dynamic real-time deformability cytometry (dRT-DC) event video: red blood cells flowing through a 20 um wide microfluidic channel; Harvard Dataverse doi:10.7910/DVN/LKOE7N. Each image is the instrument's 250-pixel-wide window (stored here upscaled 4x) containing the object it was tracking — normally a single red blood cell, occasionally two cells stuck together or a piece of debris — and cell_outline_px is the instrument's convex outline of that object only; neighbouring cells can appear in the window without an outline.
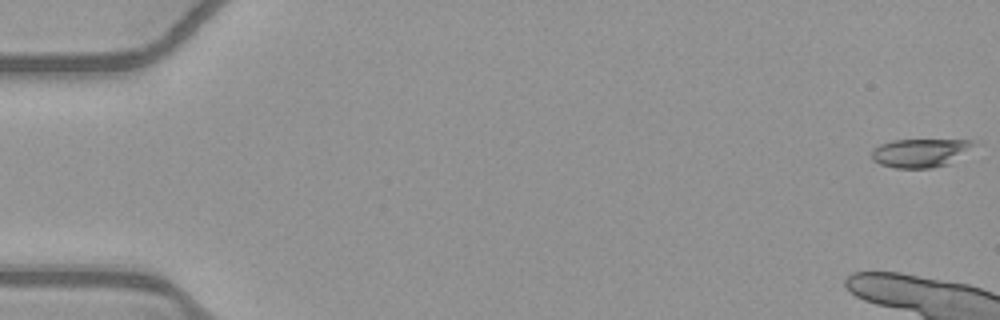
{"species": "common noctule bat (a hibernating species)", "species_latin": "Nyctalus noctula", "temperature_condition": "warm", "stored_images_in_passage": 16, "camera_frame_rate_fps": 3000, "um_per_image_px": 0.085, "animal": {"sex": "female", "body_mass_g": 21.9}, "frame": {"image": 1, "passage_image": 1, "time_ms": 0.0, "image_size_px": [1000, 320], "cell_outline_px": [[976, 144], [948, 164], [932, 168], [896, 168], [880, 164], [872, 160], [872, 148], [880, 144], [892, 140], [976, 140]], "centroid_in_image_um": [78.18, 12.99], "position_along_channel_um": 6.8, "area_um2": 16.88}}